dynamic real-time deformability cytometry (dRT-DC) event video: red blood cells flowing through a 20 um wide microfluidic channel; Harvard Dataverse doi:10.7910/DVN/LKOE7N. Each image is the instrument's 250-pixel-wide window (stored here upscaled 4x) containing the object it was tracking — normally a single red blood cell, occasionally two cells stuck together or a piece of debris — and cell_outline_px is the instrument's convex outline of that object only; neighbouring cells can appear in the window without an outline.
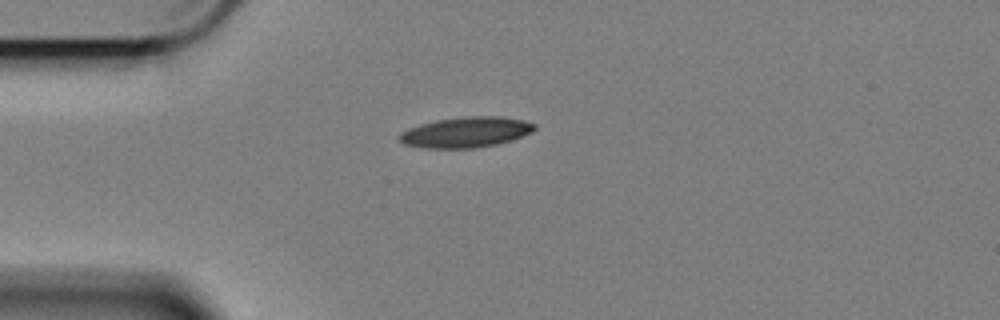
{"species": "Egyptian fruit bat (a non-hibernating species)", "species_latin": "Rousettus aegyptiacus", "temperature_condition": "cold", "stored_images_in_passage": 36, "camera_frame_rate_fps": 3000, "um_per_image_px": 0.085, "animal": {"sex": "female"}, "frame": {"image": 1, "passage_image": 1, "time_ms": 0.0, "image_size_px": [1000, 320], "cell_outline_px": [[536, 128], [532, 132], [512, 140], [496, 144], [472, 148], [428, 148], [404, 144], [396, 136], [400, 132], [408, 128], [420, 124], [436, 120], [464, 116], [500, 116], [524, 120], [536, 124]], "centroid_in_image_um": [39.6, 11.23], "position_along_channel_um": 45.4, "area_um2": 24.1}}
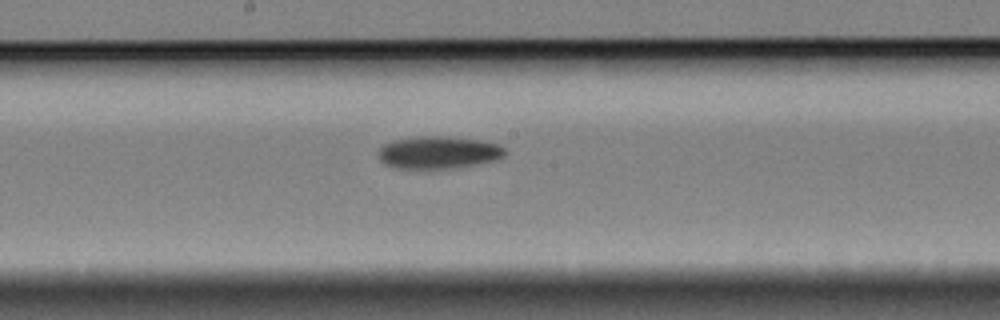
{"frame": {"image": 2, "passage_image": 17, "time_ms": 5.333, "image_size_px": [1000, 320], "cell_outline_px": [[504, 156], [500, 160], [456, 168], [428, 172], [392, 168], [384, 164], [380, 160], [376, 152], [384, 144], [396, 140], [416, 136], [444, 136], [480, 140], [496, 144], [504, 148]], "centroid_in_image_um": [37.21, 13.02], "position_along_channel_um": 211.0, "area_um2": 25.03}}
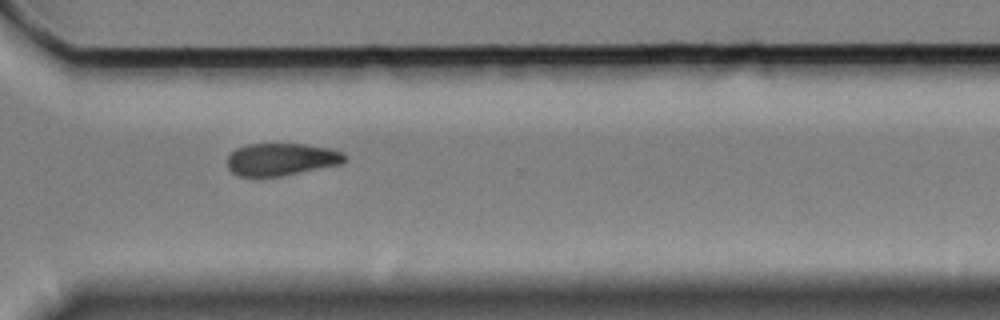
{"frame": {"image": 3, "passage_image": 29, "time_ms": 9.333, "image_size_px": [1000, 320], "cell_outline_px": [[348, 160], [340, 164], [280, 176], [236, 176], [228, 168], [228, 156], [236, 148], [248, 144], [304, 144], [328, 148], [344, 152], [348, 156]], "centroid_in_image_um": [23.93, 13.54], "position_along_channel_um": 346.7, "area_um2": 22.14}, "authors_computed_cell_mechanics": {"area_um2": 23.4668, "velocity_mm_per_s": 3.4017, "shape_relaxation_time_tau1_ms": 4.3824, "shape_relaxation_time_tau2_ms": null, "deformation_change_tau1": 0.1127, "deformation_change_tau2": null}}